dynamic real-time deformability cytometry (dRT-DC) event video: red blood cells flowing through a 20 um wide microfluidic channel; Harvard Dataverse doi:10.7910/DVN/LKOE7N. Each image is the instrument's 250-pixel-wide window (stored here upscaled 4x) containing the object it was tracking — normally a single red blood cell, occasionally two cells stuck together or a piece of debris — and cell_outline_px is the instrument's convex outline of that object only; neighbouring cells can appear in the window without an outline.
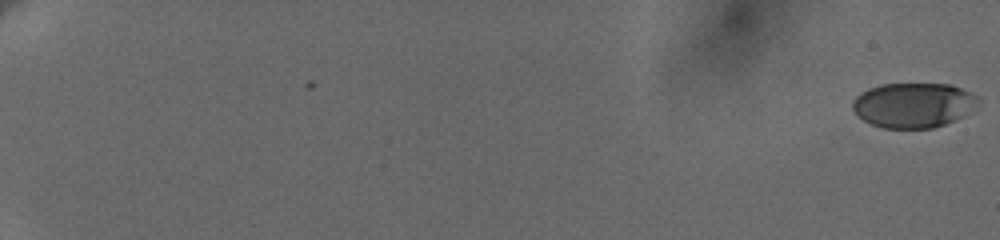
{"species": "human", "species_latin": "Homo sapiens", "temperature_condition": "cold", "stored_images_in_passage": 61, "camera_frame_rate_fps": 3000, "um_per_image_px": 0.085, "donor": {"sex": "female"}, "frame": {"image": 1, "passage_image": 1, "time_ms": 0.0, "image_size_px": [1000, 240], "cell_outline_px": [[976, 100], [968, 112], [944, 124], [932, 128], [884, 128], [872, 124], [864, 120], [852, 108], [852, 100], [860, 92], [868, 88], [880, 84], [948, 84], [960, 88], [976, 96]], "centroid_in_image_um": [77.54, 8.92], "position_along_channel_um": 7.5, "area_um2": 32.19}}
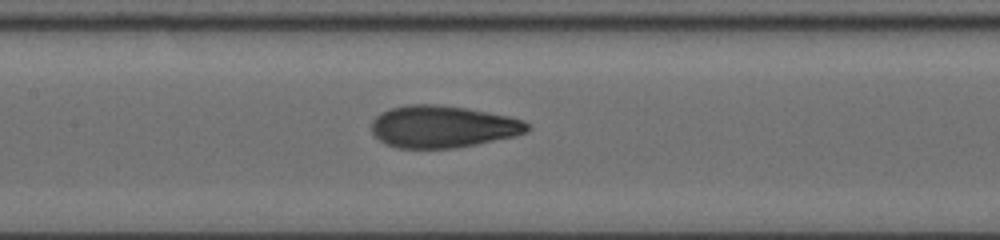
{"frame": {"image": 2, "passage_image": 34, "time_ms": 11.0, "image_size_px": [1000, 240], "cell_outline_px": [[532, 128], [528, 132], [516, 136], [456, 148], [396, 148], [380, 140], [372, 132], [372, 120], [376, 116], [392, 108], [408, 104], [432, 104], [464, 108], [508, 116], [524, 120]], "centroid_in_image_um": [37.67, 10.77], "position_along_channel_um": 169.7, "area_um2": 38.03}}
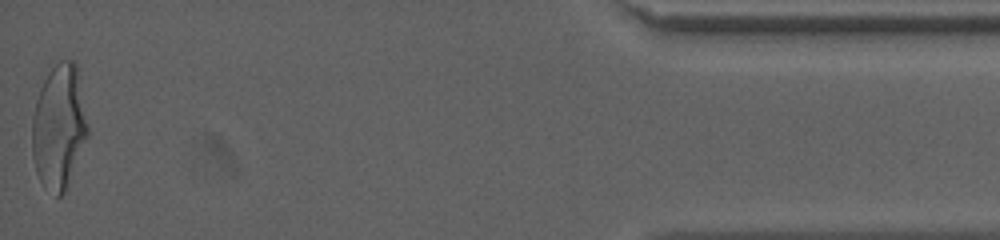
{"frame": {"image": 3, "passage_image": 61, "time_ms": 20.0, "image_size_px": [1000, 240], "cell_outline_px": [[88, 136], [68, 188], [60, 196], [56, 196], [40, 180], [36, 172], [32, 156], [32, 116], [36, 100], [40, 88], [44, 80], [52, 68], [60, 60], [72, 60], [76, 64], [88, 124]], "centroid_in_image_um": [5.01, 10.81], "position_along_channel_um": 430.2, "area_um2": 40.34}, "authors_computed_cell_mechanics": {"area_um2": 36.9342, "velocity_mm_per_s": 3.6471, "shape_relaxation_time_tau1_ms": 4.7165, "shape_relaxation_time_tau2_ms": 0.8153, "deformation_change_tau1": 0.1921, "deformation_change_tau2": 0.0651}}